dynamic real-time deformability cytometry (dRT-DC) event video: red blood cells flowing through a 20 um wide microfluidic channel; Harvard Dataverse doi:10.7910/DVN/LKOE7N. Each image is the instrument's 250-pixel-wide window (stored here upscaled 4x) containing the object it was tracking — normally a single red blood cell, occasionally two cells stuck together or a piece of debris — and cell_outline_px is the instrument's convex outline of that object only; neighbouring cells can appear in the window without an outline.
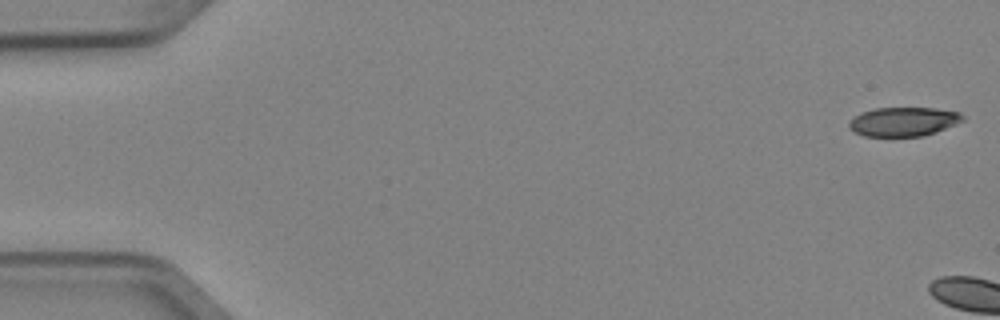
{"species": "Egyptian fruit bat (a non-hibernating species)", "species_latin": "Rousettus aegyptiacus", "temperature_condition": "cold", "stored_images_in_passage": 5, "camera_frame_rate_fps": 3000, "um_per_image_px": 0.085, "animal": {"sex": "female"}, "frame": {"image": 1, "passage_image": 1, "time_ms": 0.0, "image_size_px": [1000, 320], "cell_outline_px": [[964, 120], [936, 132], [924, 136], [864, 136], [852, 132], [848, 128], [848, 124], [860, 112], [876, 108], [936, 108], [960, 112], [964, 116]], "centroid_in_image_um": [76.79, 10.34], "position_along_channel_um": 8.2, "area_um2": 19.31}}
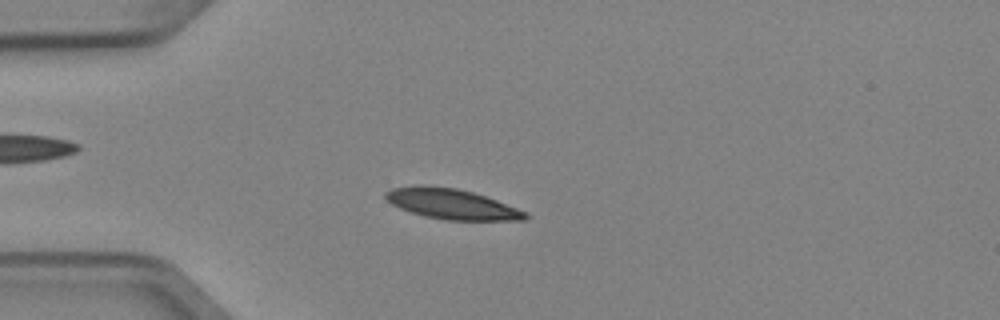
{"frame": {"image": 2, "passage_image": 5, "time_ms": 1.333, "image_size_px": [1000, 320], "cell_outline_px": [[528, 216], [524, 220], [444, 220], [424, 216], [400, 208], [392, 204], [384, 196], [384, 192], [392, 188], [456, 188], [472, 192], [496, 200], [528, 212]], "centroid_in_image_um": [38.47, 17.39], "position_along_channel_um": 46.5, "area_um2": 23.7}}